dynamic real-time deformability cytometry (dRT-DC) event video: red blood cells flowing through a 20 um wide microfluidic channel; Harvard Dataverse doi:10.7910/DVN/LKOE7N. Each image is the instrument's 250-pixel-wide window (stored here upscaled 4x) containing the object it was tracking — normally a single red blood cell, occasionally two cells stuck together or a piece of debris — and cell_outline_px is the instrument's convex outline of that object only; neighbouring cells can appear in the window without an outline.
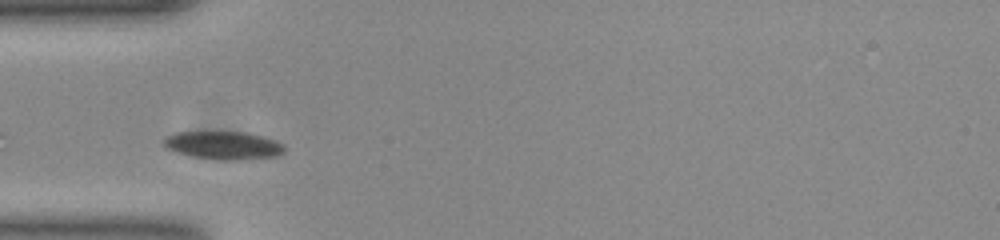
{"species": "common noctule bat (a hibernating species)", "species_latin": "Nyctalus noctula", "temperature_condition": "room temperature", "stored_images_in_passage": 28, "camera_frame_rate_fps": 3000, "um_per_image_px": 0.085, "animal": {"sex": "female", "body_mass_g": 23.0, "forearm_length_mm": 53.4}, "frame": {"image": 1, "passage_image": 3, "time_ms": 0.667, "image_size_px": [1000, 240], "cell_outline_px": [[284, 152], [276, 156], [236, 160], [224, 160], [192, 156], [176, 152], [168, 148], [164, 144], [164, 140], [168, 136], [176, 132], [244, 132], [260, 136], [284, 144]], "centroid_in_image_um": [19.0, 12.35], "position_along_channel_um": 66.0, "area_um2": 19.31}}
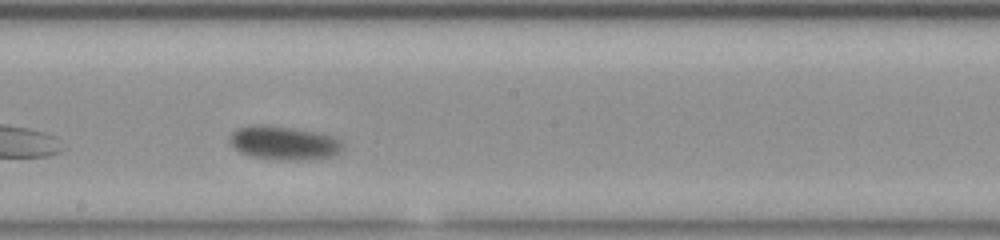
{"frame": {"image": 2, "passage_image": 16, "time_ms": 5.0, "image_size_px": [1000, 240], "cell_outline_px": [[344, 148], [340, 152], [332, 156], [308, 160], [280, 160], [252, 156], [236, 148], [232, 144], [232, 132], [236, 128], [252, 124], [264, 124], [312, 132], [328, 136], [340, 140], [344, 144]], "centroid_in_image_um": [24.15, 12.16], "position_along_channel_um": 224.0, "area_um2": 21.73}}
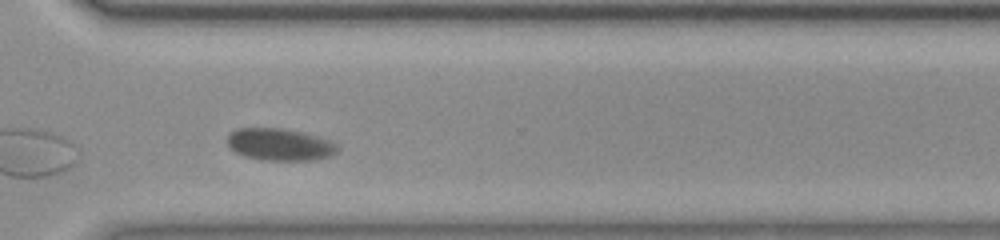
{"frame": {"image": 3, "passage_image": 26, "time_ms": 8.333, "image_size_px": [1000, 240], "cell_outline_px": [[340, 148], [332, 156], [316, 160], [268, 160], [244, 156], [236, 152], [228, 144], [228, 136], [232, 132], [240, 128], [280, 128], [304, 132], [332, 140]], "centroid_in_image_um": [23.86, 12.28], "position_along_channel_um": 346.7, "area_um2": 20.63}}